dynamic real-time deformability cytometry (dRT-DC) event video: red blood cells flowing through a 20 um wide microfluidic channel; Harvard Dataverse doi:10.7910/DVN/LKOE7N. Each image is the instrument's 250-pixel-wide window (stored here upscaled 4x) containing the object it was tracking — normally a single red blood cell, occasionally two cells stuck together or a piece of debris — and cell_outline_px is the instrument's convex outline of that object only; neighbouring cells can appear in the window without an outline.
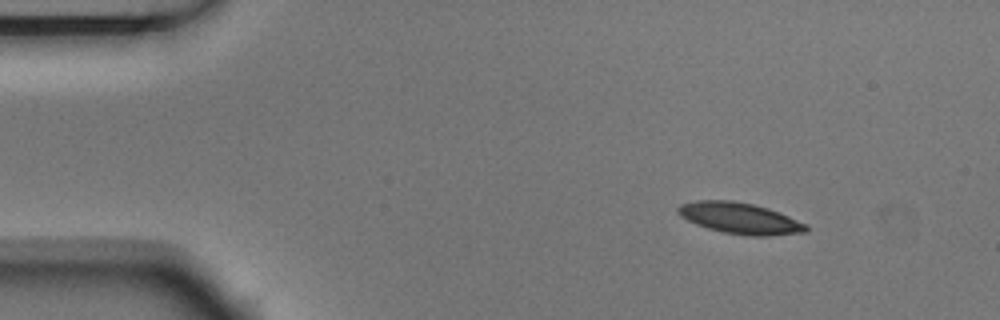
{"species": "Egyptian fruit bat (a non-hibernating species)", "species_latin": "Rousettus aegyptiacus", "temperature_condition": "room temperature", "stored_images_in_passage": 4, "segment_of_instrument_passage": [1, 2], "camera_frame_rate_fps": 3000, "um_per_image_px": 0.085, "animal": {"sex": "male"}, "frame": {"image": 1, "passage_image": 1, "time_ms": 0.0, "image_size_px": [1000, 320], "cell_outline_px": [[808, 228], [804, 232], [768, 236], [752, 236], [724, 232], [708, 228], [696, 224], [680, 216], [676, 212], [676, 208], [680, 204], [696, 200], [732, 200], [752, 204], [768, 208], [808, 224]], "centroid_in_image_um": [62.86, 18.54], "position_along_channel_um": 22.1, "area_um2": 23.18}}